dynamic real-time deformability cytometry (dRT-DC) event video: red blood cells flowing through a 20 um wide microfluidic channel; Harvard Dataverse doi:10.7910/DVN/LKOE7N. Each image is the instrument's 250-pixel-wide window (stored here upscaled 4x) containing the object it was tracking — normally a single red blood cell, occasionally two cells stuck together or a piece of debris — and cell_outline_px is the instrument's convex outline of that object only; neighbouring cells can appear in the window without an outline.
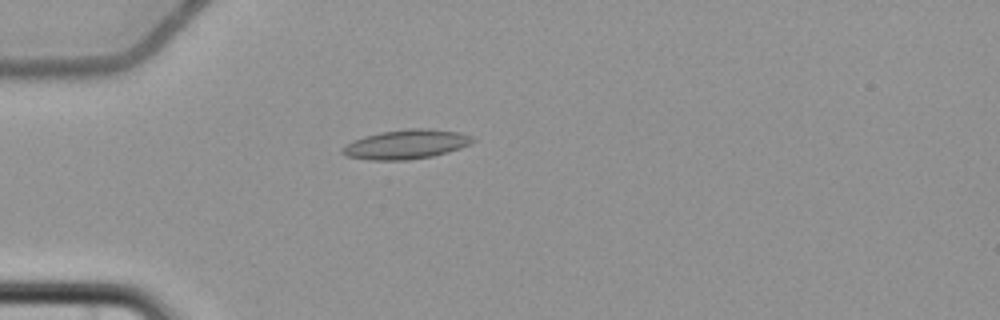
{"species": "common noctule bat (a hibernating species)", "species_latin": "Nyctalus noctula", "temperature_condition": "cold", "stored_images_in_passage": 6, "camera_frame_rate_fps": 3000, "um_per_image_px": 0.085, "animal": {"sex": "female", "body_mass_g": 22.7, "forearm_length_mm": 54.2}, "frame": {"image": 1, "passage_image": 4, "time_ms": 3.667, "image_size_px": [1000, 320], "cell_outline_px": [[476, 140], [472, 144], [448, 152], [432, 156], [408, 160], [372, 160], [348, 156], [340, 152], [340, 148], [352, 140], [364, 136], [380, 132], [408, 128], [428, 128], [460, 132], [472, 136]], "centroid_in_image_um": [34.53, 12.26], "position_along_channel_um": 50.5, "area_um2": 22.48}}
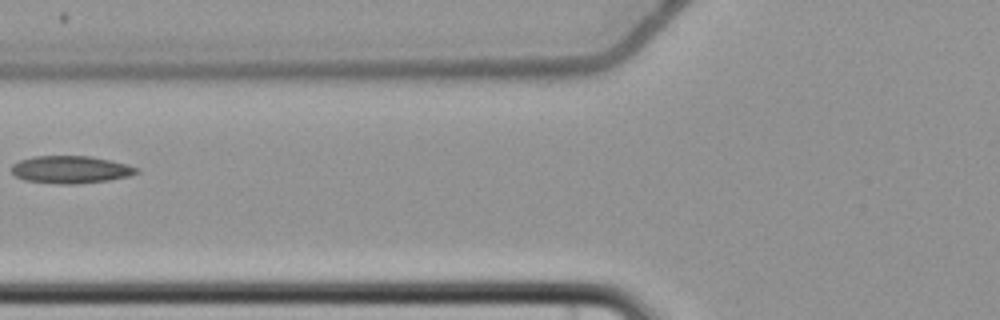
{"frame": {"image": 2, "passage_image": 6, "time_ms": 6.0, "image_size_px": [1000, 320], "cell_outline_px": [[140, 172], [128, 176], [108, 180], [76, 184], [60, 184], [24, 180], [16, 176], [12, 172], [12, 164], [20, 160], [36, 156], [92, 156], [112, 160], [128, 164], [140, 168]], "centroid_in_image_um": [6.05, 14.41], "position_along_channel_um": 119.8, "area_um2": 20.11}}